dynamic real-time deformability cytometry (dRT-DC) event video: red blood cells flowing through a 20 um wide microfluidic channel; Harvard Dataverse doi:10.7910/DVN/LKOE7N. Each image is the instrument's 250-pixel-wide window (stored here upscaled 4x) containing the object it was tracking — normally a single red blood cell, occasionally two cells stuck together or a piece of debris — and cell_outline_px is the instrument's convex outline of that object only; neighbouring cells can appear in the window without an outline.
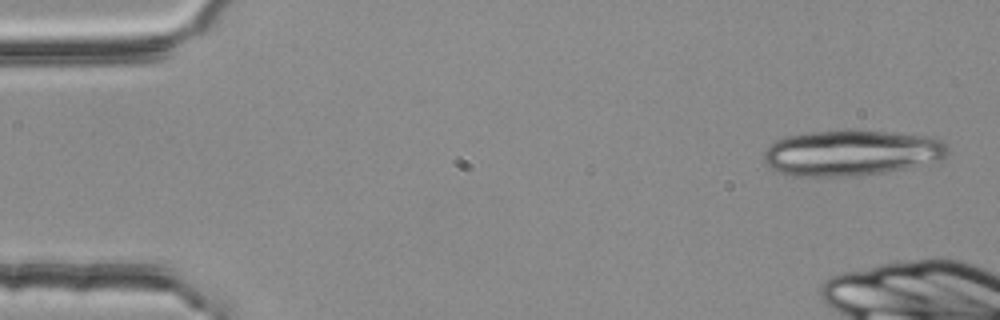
{"species": "common noctule bat (a hibernating species)", "species_latin": "Nyctalus noctula", "temperature_condition": "room temperature", "stored_images_in_passage": 3, "camera_frame_rate_fps": 3000, "um_per_image_px": 0.085, "animal": {"sex": "female", "body_mass_g": 25.1}, "frame": {"image": 1, "passage_image": 1, "time_ms": 0.0, "image_size_px": [1000, 320], "cell_outline_px": [[948, 152], [940, 160], [924, 164], [884, 172], [852, 176], [796, 176], [780, 172], [764, 164], [764, 152], [776, 140], [784, 136], [804, 132], [844, 128], [852, 128], [936, 136], [948, 144]], "centroid_in_image_um": [72.39, 12.94], "position_along_channel_um": 12.6, "area_um2": 50.05}}